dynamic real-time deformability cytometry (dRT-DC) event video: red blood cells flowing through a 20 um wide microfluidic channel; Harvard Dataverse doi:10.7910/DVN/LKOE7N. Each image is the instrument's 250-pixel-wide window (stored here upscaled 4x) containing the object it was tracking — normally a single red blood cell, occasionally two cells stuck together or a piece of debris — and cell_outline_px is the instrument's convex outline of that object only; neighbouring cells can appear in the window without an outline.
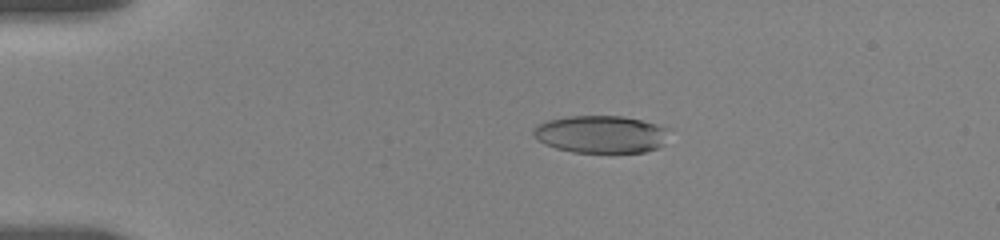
{"species": "human", "species_latin": "Homo sapiens", "temperature_condition": "room temperature", "stored_images_in_passage": 55, "camera_frame_rate_fps": 3000, "um_per_image_px": 0.085, "donor": {"sex": "female"}, "frame": {"image": 1, "passage_image": 11, "time_ms": 3.333, "image_size_px": [1000, 240], "cell_outline_px": [[672, 128], [664, 144], [656, 148], [644, 152], [572, 152], [556, 148], [544, 144], [536, 140], [532, 136], [532, 128], [536, 124], [548, 120], [568, 116], [624, 116]], "centroid_in_image_um": [51.06, 11.4], "position_along_channel_um": 33.9, "area_um2": 30.06}}
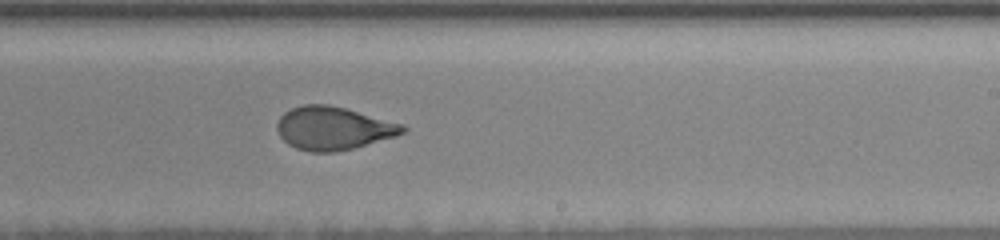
{"frame": {"image": 2, "passage_image": 34, "time_ms": 11.0, "image_size_px": [1000, 240], "cell_outline_px": [[408, 128], [404, 132], [396, 136], [352, 148], [332, 152], [312, 152], [296, 148], [288, 144], [280, 136], [276, 128], [276, 124], [280, 116], [284, 112], [292, 108], [304, 104], [328, 104], [344, 108], [404, 124]], "centroid_in_image_um": [28.31, 10.89], "position_along_channel_um": 260.7, "area_um2": 31.44}}
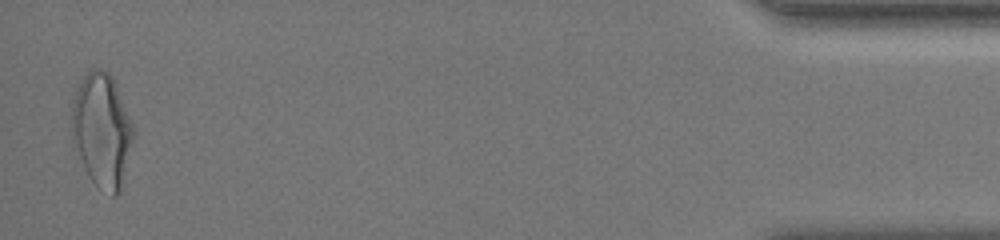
{"frame": {"image": 3, "passage_image": 54, "time_ms": 17.667, "image_size_px": [1000, 240], "cell_outline_px": [[132, 136], [124, 184], [120, 192], [116, 196], [112, 196], [96, 184], [88, 176], [72, 140], [72, 104], [76, 88], [84, 76], [92, 68], [100, 68], [108, 72], [112, 76], [116, 84], [132, 124]], "centroid_in_image_um": [8.65, 11.07], "position_along_channel_um": 426.5, "area_um2": 40.46}, "authors_computed_cell_mechanics": {"area_um2": 31.8478, "velocity_mm_per_s": 3.6535, "shape_relaxation_time_tau1_ms": 4.8016, "shape_relaxation_time_tau2_ms": 1.1415, "deformation_change_tau1": 0.1778, "deformation_change_tau2": 0.0687}}